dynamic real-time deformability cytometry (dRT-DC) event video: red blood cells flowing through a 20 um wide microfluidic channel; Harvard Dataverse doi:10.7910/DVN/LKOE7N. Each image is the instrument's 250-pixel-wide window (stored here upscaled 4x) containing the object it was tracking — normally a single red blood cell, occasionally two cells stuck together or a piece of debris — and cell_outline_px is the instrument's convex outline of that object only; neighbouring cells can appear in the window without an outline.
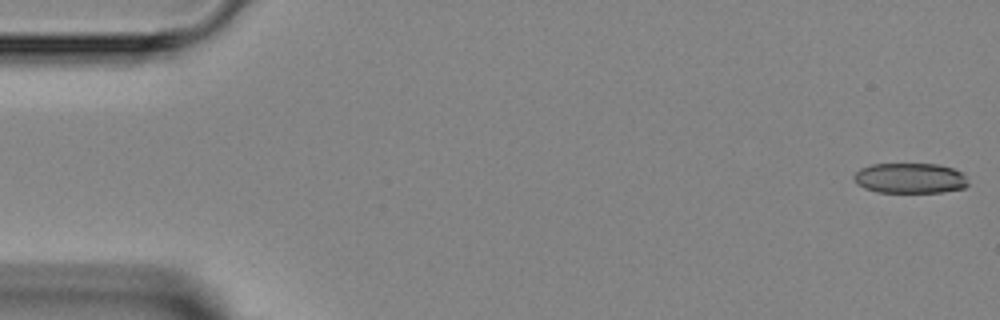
{"species": "Egyptian fruit bat (a non-hibernating species)", "species_latin": "Rousettus aegyptiacus", "temperature_condition": "room temperature", "stored_images_in_passage": 3, "camera_frame_rate_fps": 3000, "um_per_image_px": 0.085, "animal": {"sex": "female"}, "frame": {"image": 1, "passage_image": 1, "time_ms": 0.0, "image_size_px": [1000, 320], "cell_outline_px": [[968, 184], [964, 188], [940, 192], [876, 192], [864, 188], [856, 184], [852, 176], [860, 168], [872, 164], [936, 164], [952, 168], [960, 172], [964, 176]], "centroid_in_image_um": [77.29, 15.15], "position_along_channel_um": 7.7, "area_um2": 20.11}}